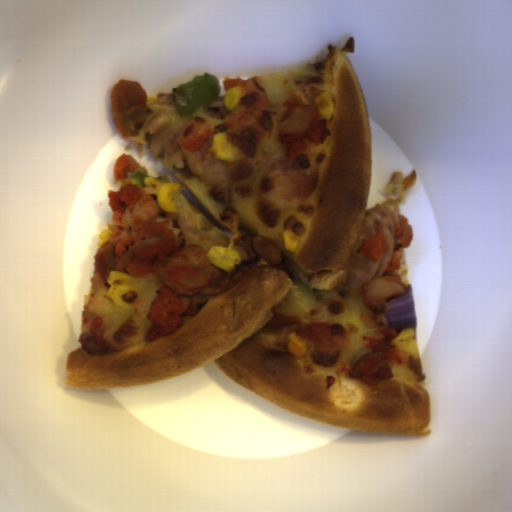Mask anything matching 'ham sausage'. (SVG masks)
<instances>
[{
	"label": "ham sausage",
	"instance_id": "ham-sausage-1",
	"mask_svg": "<svg viewBox=\"0 0 512 512\" xmlns=\"http://www.w3.org/2000/svg\"><path fill=\"white\" fill-rule=\"evenodd\" d=\"M384 231L386 248L379 262L365 259L363 254L355 253L361 244V239H370L374 232ZM397 226L391 212L381 203L365 211L362 226L352 252L342 270H346L345 277L340 281L349 288H357L368 281L381 278L389 266L394 255Z\"/></svg>",
	"mask_w": 512,
	"mask_h": 512
}]
</instances>
